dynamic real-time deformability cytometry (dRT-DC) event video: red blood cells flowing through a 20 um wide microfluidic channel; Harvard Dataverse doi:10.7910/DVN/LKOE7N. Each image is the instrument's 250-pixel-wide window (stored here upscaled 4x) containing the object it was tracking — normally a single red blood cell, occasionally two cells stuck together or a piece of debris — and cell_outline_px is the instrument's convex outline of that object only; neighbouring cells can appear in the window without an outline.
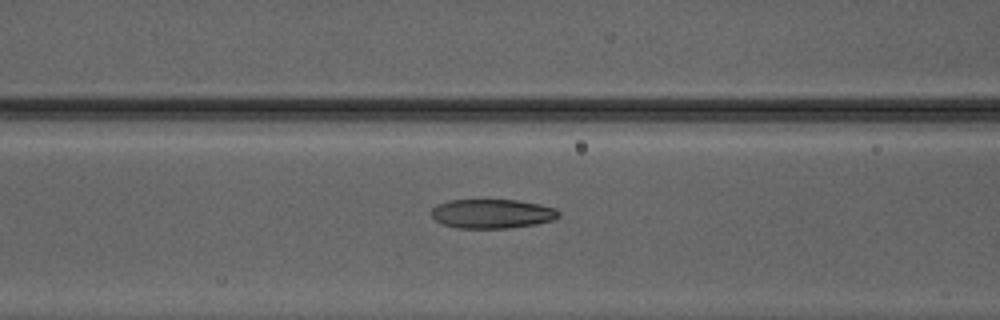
{"species": "Egyptian fruit bat (a non-hibernating species)", "species_latin": "Rousettus aegyptiacus", "temperature_condition": "warm", "stored_images_in_passage": 48, "camera_frame_rate_fps": 3000, "um_per_image_px": 0.085, "animal": {"sex": "male"}, "frame": {"image": 1, "passage_image": 22, "time_ms": 7.0, "image_size_px": [1000, 320], "cell_outline_px": [[560, 216], [552, 220], [536, 224], [508, 228], [456, 228], [444, 224], [436, 220], [428, 212], [432, 208], [448, 200], [516, 200], [540, 204], [556, 208], [560, 212]], "centroid_in_image_um": [41.84, 18.16], "position_along_channel_um": 124.8, "area_um2": 21.73}}
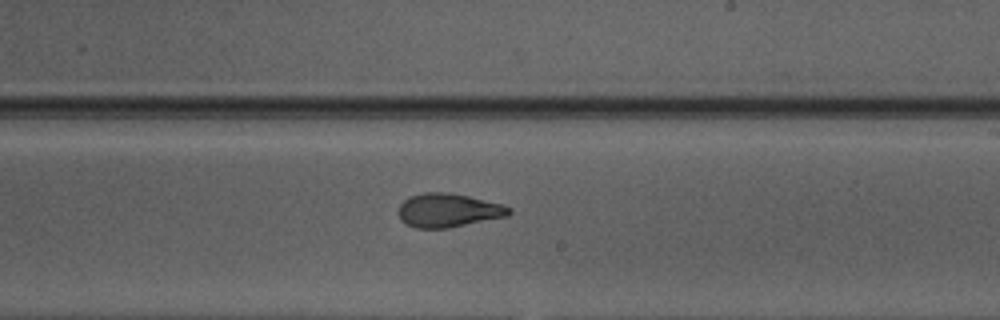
{"frame": {"image": 2, "passage_image": 31, "time_ms": 10.0, "image_size_px": [1000, 320], "cell_outline_px": [[512, 212], [508, 216], [448, 228], [416, 228], [400, 220], [400, 204], [408, 196], [424, 192], [448, 192], [468, 196], [500, 204], [512, 208]], "centroid_in_image_um": [38.1, 17.87], "position_along_channel_um": 250.9, "area_um2": 21.62}}
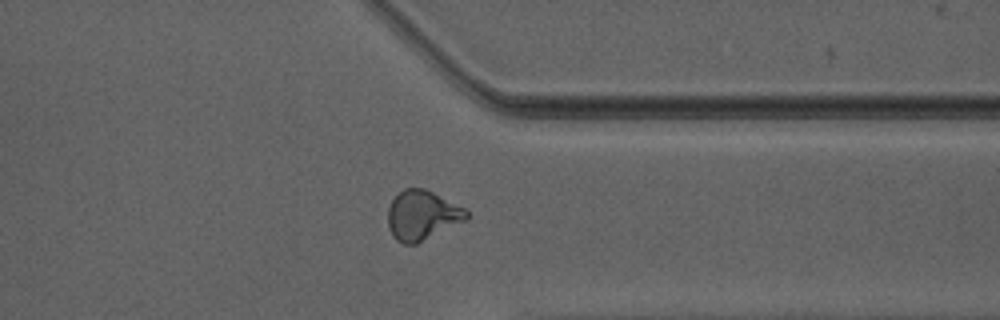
{"frame": {"image": 3, "passage_image": 40, "time_ms": 13.0, "image_size_px": [1000, 320], "cell_outline_px": [[468, 216], [464, 220], [416, 244], [404, 244], [396, 240], [392, 236], [388, 228], [388, 208], [392, 200], [404, 188], [424, 188], [464, 208], [468, 212]], "centroid_in_image_um": [35.83, 18.3], "position_along_channel_um": 375.6, "area_um2": 22.31}}